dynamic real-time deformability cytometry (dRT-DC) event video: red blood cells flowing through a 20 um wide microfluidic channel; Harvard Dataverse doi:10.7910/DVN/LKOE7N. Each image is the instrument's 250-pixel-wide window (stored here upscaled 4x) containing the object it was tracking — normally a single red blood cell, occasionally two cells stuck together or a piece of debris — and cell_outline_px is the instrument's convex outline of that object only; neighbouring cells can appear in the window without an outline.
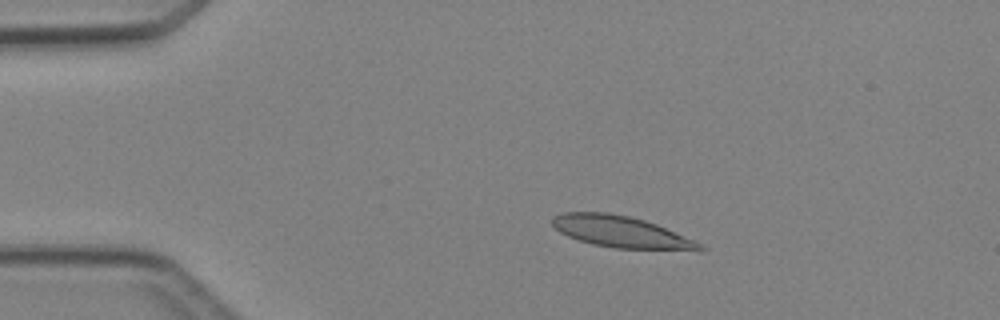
{"species": "Egyptian fruit bat (a non-hibernating species)", "species_latin": "Rousettus aegyptiacus", "temperature_condition": "cold", "stored_images_in_passage": 4, "camera_frame_rate_fps": 3000, "um_per_image_px": 0.085, "animal": {"sex": "female"}, "frame": {"image": 1, "passage_image": 3, "time_ms": 2.333, "image_size_px": [1000, 320], "cell_outline_px": [[708, 248], [700, 252], [616, 248], [592, 244], [568, 236], [560, 232], [552, 224], [552, 216], [564, 212], [608, 212], [628, 216], [644, 220], [656, 224], [692, 240]], "centroid_in_image_um": [52.84, 19.73], "position_along_channel_um": 32.2, "area_um2": 27.28}}